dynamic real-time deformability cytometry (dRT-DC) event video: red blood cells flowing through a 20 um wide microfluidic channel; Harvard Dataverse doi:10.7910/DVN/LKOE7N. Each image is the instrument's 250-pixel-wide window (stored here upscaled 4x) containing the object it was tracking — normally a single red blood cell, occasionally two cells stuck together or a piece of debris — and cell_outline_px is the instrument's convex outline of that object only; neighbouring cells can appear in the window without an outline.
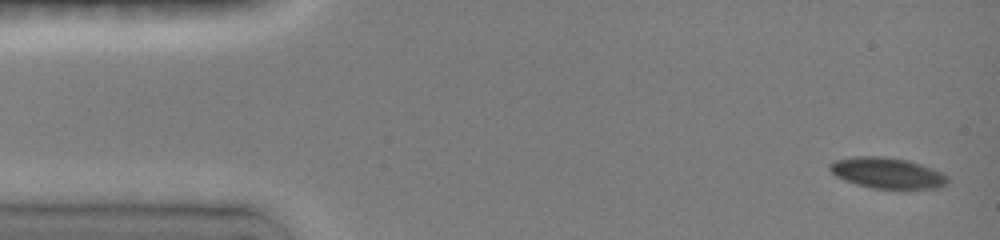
{"species": "common noctule bat (a hibernating species)", "species_latin": "Nyctalus noctula", "temperature_condition": "room temperature", "stored_images_in_passage": 5, "camera_frame_rate_fps": 3000, "um_per_image_px": 0.085, "animal": {"sex": "female", "body_mass_g": 19.0, "forearm_length_mm": 51.5}, "frame": {"image": 1, "passage_image": 1, "time_ms": 0.0, "image_size_px": [1000, 240], "cell_outline_px": [[948, 184], [936, 188], [904, 192], [872, 188], [856, 184], [844, 180], [836, 176], [828, 168], [828, 164], [836, 160], [856, 156], [884, 156], [908, 160], [932, 168], [948, 176]], "centroid_in_image_um": [75.46, 14.75], "position_along_channel_um": 9.5, "area_um2": 22.02}}
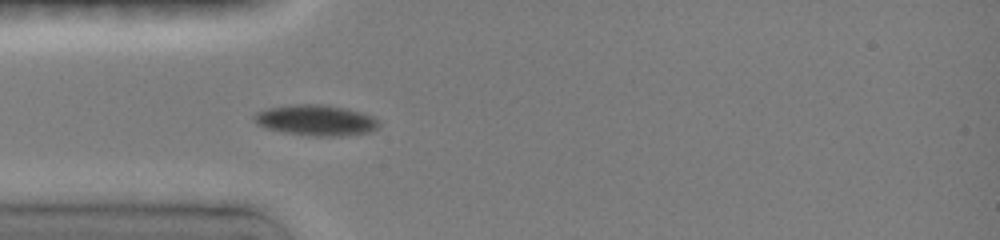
{"frame": {"image": 2, "passage_image": 5, "time_ms": 4.0, "image_size_px": [1000, 240], "cell_outline_px": [[380, 128], [372, 132], [340, 136], [308, 136], [284, 132], [264, 128], [256, 124], [252, 120], [252, 116], [256, 112], [268, 108], [292, 104], [324, 104], [348, 108], [372, 116], [380, 124]], "centroid_in_image_um": [26.84, 10.22], "position_along_channel_um": 58.2, "area_um2": 22.77}}